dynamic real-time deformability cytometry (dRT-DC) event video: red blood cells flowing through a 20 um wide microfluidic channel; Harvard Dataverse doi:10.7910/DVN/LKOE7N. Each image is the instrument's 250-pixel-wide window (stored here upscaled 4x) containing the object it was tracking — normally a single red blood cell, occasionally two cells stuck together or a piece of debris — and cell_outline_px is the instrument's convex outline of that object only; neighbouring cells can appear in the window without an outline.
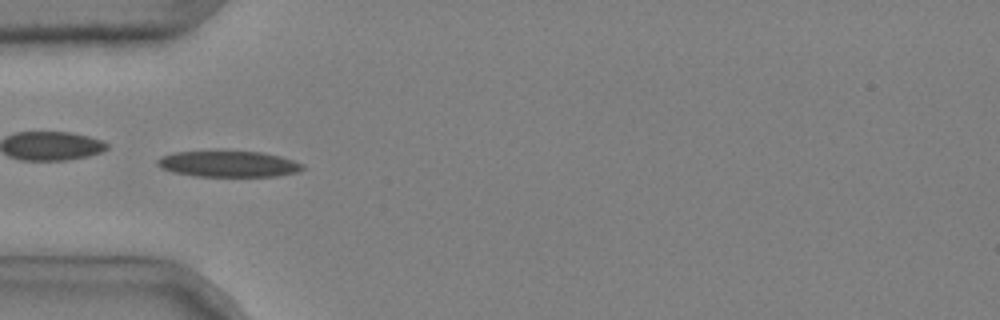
{"species": "common noctule bat (a hibernating species)", "species_latin": "Nyctalus noctula", "temperature_condition": "cold", "stored_images_in_passage": 36, "camera_frame_rate_fps": 3000, "um_per_image_px": 0.085, "animal": {"sex": "male", "body_mass_g": 20.4}, "frame": {"image": 1, "passage_image": 1, "time_ms": 0.0, "image_size_px": [1000, 320], "cell_outline_px": [[304, 168], [296, 172], [276, 176], [196, 176], [172, 172], [160, 168], [156, 164], [156, 160], [160, 156], [172, 152], [224, 148], [260, 152], [280, 156], [304, 164]], "centroid_in_image_um": [19.32, 13.88], "position_along_channel_um": 65.7, "area_um2": 23.12}}
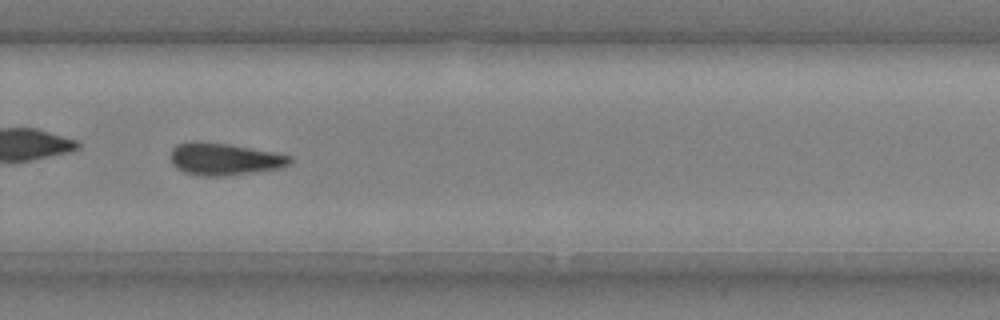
{"frame": {"image": 2, "passage_image": 21, "time_ms": 6.667, "image_size_px": [1000, 320], "cell_outline_px": [[292, 160], [288, 164], [280, 168], [228, 176], [200, 176], [184, 172], [176, 168], [172, 164], [172, 148], [176, 144], [192, 140], [196, 140], [228, 144], [276, 152], [292, 156]], "centroid_in_image_um": [19.05, 13.51], "position_along_channel_um": 310.7, "area_um2": 22.6}}
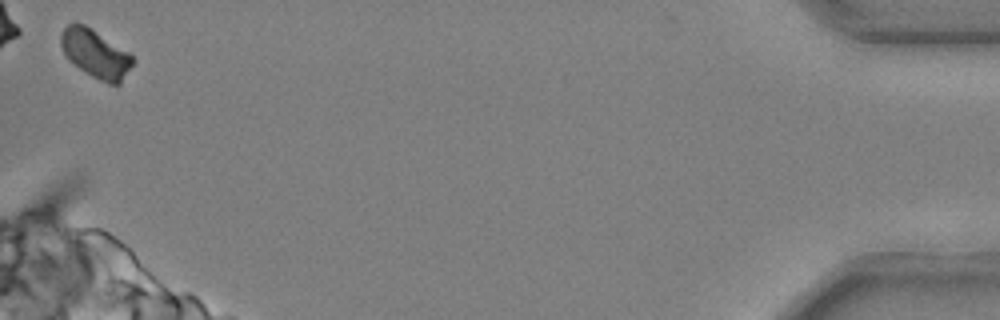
{"frame": {"image": 3, "passage_image": 36, "time_ms": 11.667, "image_size_px": [1000, 320], "cell_outline_px": [[136, 60], [120, 84], [108, 84], [84, 72], [68, 60], [60, 44], [60, 36], [64, 28], [68, 24], [84, 24], [128, 52]], "centroid_in_image_um": [8.12, 4.59], "position_along_channel_um": 427.1, "area_um2": 20.0}}